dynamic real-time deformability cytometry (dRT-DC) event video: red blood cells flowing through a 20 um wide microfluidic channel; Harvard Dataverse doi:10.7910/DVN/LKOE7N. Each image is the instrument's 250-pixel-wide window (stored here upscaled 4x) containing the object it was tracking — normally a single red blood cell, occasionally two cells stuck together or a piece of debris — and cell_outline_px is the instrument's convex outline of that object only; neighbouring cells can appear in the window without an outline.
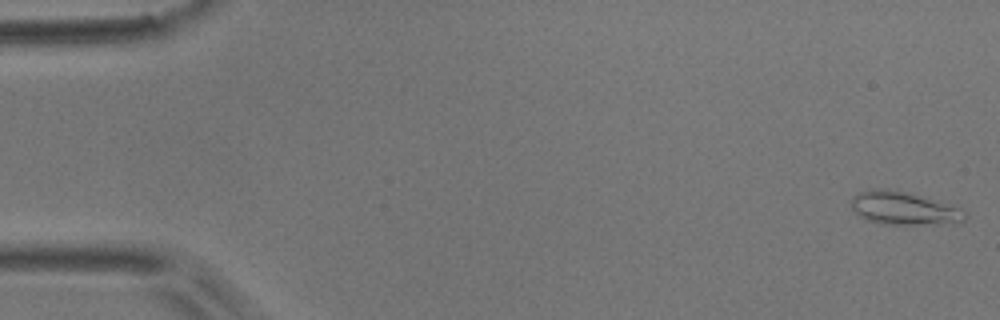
{"species": "common noctule bat (a hibernating species)", "species_latin": "Nyctalus noctula", "temperature_condition": "room temperature", "stored_images_in_passage": 53, "camera_frame_rate_fps": 3000, "um_per_image_px": 0.085, "animal": {"sex": "male", "body_mass_g": 17.9}, "frame": {"image": 1, "passage_image": 1, "time_ms": 0.0, "image_size_px": [1000, 320], "cell_outline_px": [[968, 216], [960, 224], [880, 224], [868, 220], [860, 216], [852, 208], [852, 196], [860, 192], [880, 188], [888, 188], [960, 208], [968, 212]], "centroid_in_image_um": [76.86, 17.74], "position_along_channel_um": 8.1, "area_um2": 21.62}}
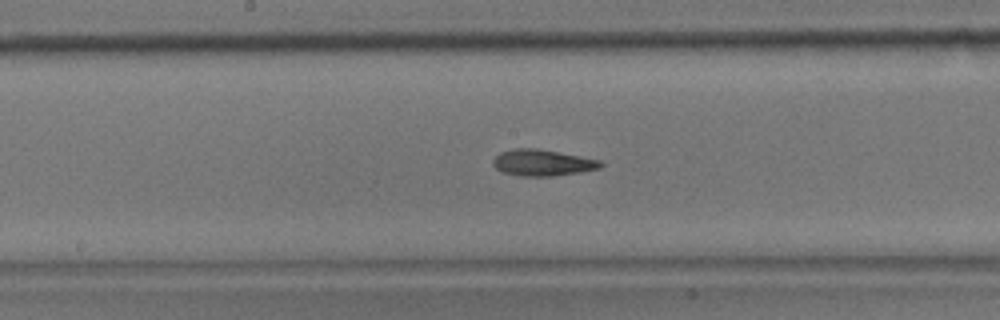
{"frame": {"image": 2, "passage_image": 27, "time_ms": 8.667, "image_size_px": [1000, 320], "cell_outline_px": [[604, 164], [600, 168], [580, 172], [552, 176], [520, 176], [500, 172], [492, 164], [492, 160], [500, 152], [516, 148], [536, 148], [580, 156], [600, 160]], "centroid_in_image_um": [46.08, 13.83], "position_along_channel_um": 202.1, "area_um2": 16.53}}
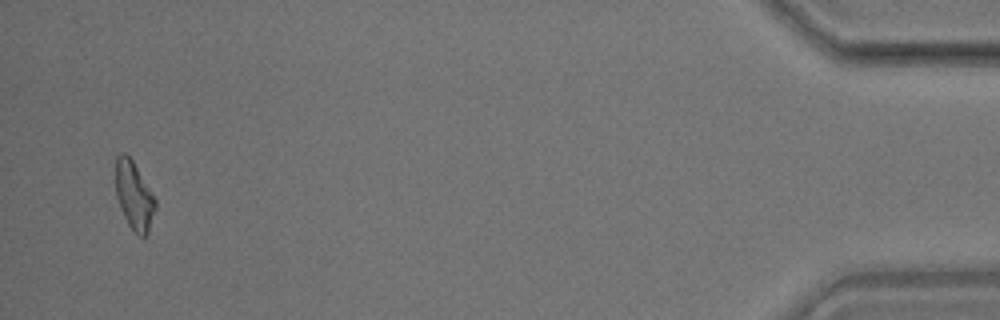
{"frame": {"image": 3, "passage_image": 51, "time_ms": 16.667, "image_size_px": [1000, 320], "cell_outline_px": [[156, 208], [148, 232], [144, 236], [140, 236], [128, 224], [120, 208], [116, 196], [116, 156], [120, 152], [124, 152], [132, 160], [156, 200]], "centroid_in_image_um": [11.38, 16.62], "position_along_channel_um": 423.8, "area_um2": 15.49}}